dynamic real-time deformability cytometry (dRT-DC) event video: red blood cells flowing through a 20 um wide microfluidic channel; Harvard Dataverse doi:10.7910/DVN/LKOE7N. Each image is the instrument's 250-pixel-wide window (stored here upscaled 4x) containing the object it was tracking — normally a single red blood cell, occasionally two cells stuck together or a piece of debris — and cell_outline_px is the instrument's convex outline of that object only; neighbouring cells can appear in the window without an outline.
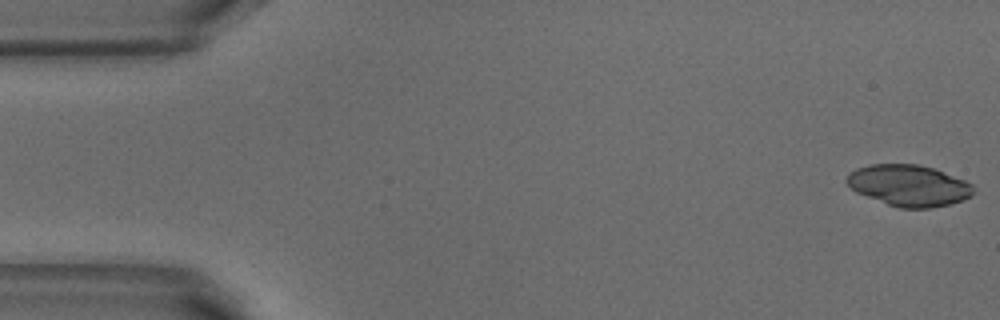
{"species": "common noctule bat (a hibernating species)", "species_latin": "Nyctalus noctula", "temperature_condition": "warm", "stored_images_in_passage": 51, "camera_frame_rate_fps": 3000, "um_per_image_px": 0.085, "animal": {"sex": "male", "body_mass_g": 18.8}, "frame": {"image": 1, "passage_image": 1, "time_ms": 0.0, "image_size_px": [1000, 320], "cell_outline_px": [[976, 192], [972, 196], [964, 200], [952, 204], [932, 208], [900, 208], [888, 204], [856, 192], [844, 180], [848, 172], [856, 168], [868, 164], [916, 164], [932, 168], [964, 180], [972, 184]], "centroid_in_image_um": [77.26, 15.77], "position_along_channel_um": 7.7, "area_um2": 30.63}}